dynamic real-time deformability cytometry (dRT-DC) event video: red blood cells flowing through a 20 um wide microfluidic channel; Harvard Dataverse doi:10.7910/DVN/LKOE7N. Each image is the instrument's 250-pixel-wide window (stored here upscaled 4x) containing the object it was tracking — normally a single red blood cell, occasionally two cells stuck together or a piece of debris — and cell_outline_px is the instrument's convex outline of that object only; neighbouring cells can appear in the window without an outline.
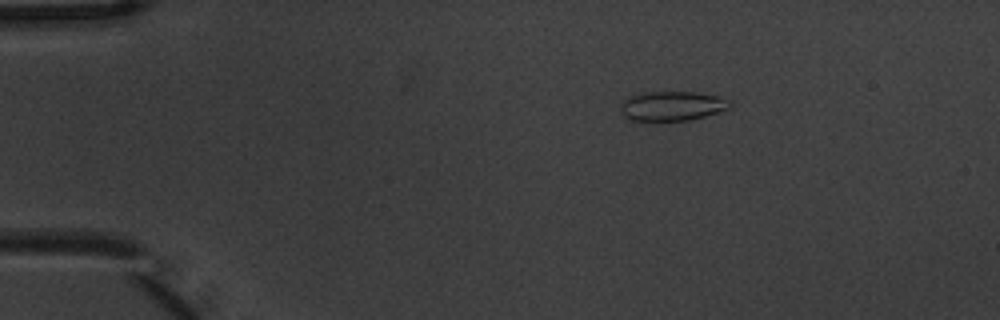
{"species": "common noctule bat (a hibernating species)", "species_latin": "Nyctalus noctula", "temperature_condition": "warm", "stored_images_in_passage": 5, "camera_frame_rate_fps": 3000, "um_per_image_px": 0.085, "animal": {"sex": "male", "body_mass_g": 20.1, "forearm_length_mm": 53.5}, "frame": {"image": 1, "passage_image": 2, "time_ms": 0.333, "image_size_px": [1000, 320], "cell_outline_px": [[732, 104], [728, 108], [704, 116], [688, 120], [632, 120], [624, 116], [620, 108], [620, 104], [628, 96], [644, 92], [696, 92], [720, 96], [732, 100]], "centroid_in_image_um": [57.13, 8.99], "position_along_channel_um": 27.9, "area_um2": 18.73}}